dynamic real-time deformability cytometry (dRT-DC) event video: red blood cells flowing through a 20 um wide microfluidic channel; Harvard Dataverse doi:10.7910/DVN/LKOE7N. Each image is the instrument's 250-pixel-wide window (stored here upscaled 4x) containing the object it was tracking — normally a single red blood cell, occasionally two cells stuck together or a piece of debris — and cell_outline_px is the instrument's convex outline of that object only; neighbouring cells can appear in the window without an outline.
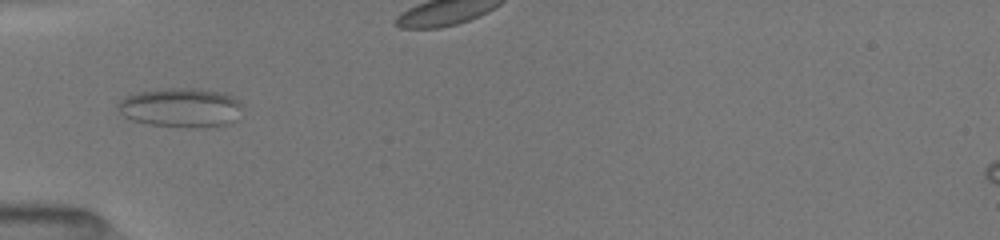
{"species": "common noctule bat (a hibernating species)", "species_latin": "Nyctalus noctula", "temperature_condition": "room temperature", "stored_images_in_passage": 39, "camera_frame_rate_fps": 3000, "um_per_image_px": 0.085, "animal": {"sex": "female", "body_mass_g": 19.5, "forearm_length_mm": 54.1}, "frame": {"image": 1, "passage_image": 9, "time_ms": 6.333, "image_size_px": [1000, 240], "cell_outline_px": [[240, 104], [228, 124], [196, 128], [192, 128], [148, 124], [132, 120], [124, 116], [120, 112], [120, 100], [136, 92], [156, 88], [200, 88], [220, 92], [232, 96]], "centroid_in_image_um": [15.29, 9.13], "position_along_channel_um": 69.7, "area_um2": 27.98}}
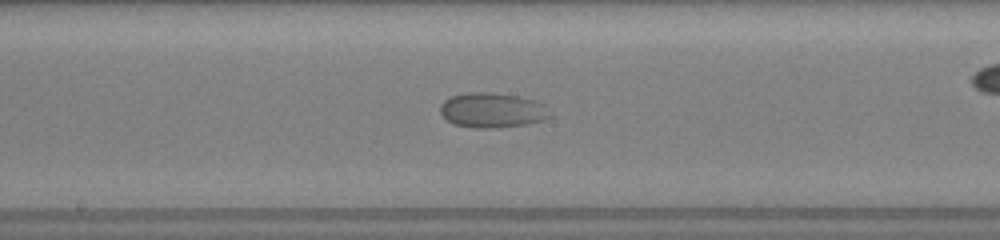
{"frame": {"image": 2, "passage_image": 19, "time_ms": 10.0, "image_size_px": [1000, 240], "cell_outline_px": [[552, 116], [544, 120], [528, 124], [492, 128], [472, 128], [456, 124], [448, 120], [440, 112], [440, 104], [444, 100], [452, 96], [468, 92], [484, 92], [516, 96], [532, 100], [544, 104]], "centroid_in_image_um": [41.84, 9.38], "position_along_channel_um": 206.4, "area_um2": 22.14}}
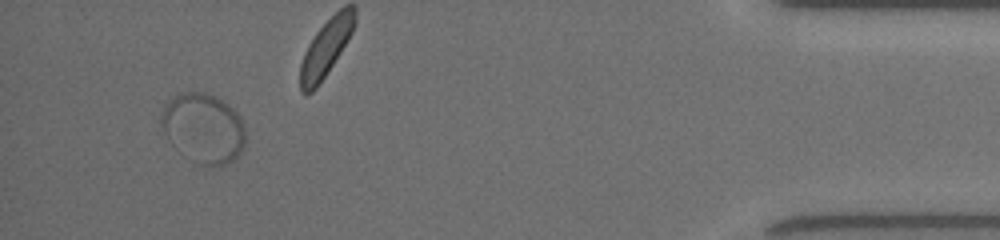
{"frame": {"image": 3, "passage_image": 37, "time_ms": 17.333, "image_size_px": [1000, 240], "cell_outline_px": [[244, 144], [240, 152], [232, 160], [224, 164], [212, 168], [200, 164], [168, 136], [164, 132], [160, 124], [160, 116], [164, 104], [176, 96], [184, 92], [204, 92], [224, 100], [236, 112], [244, 128]], "centroid_in_image_um": [17.31, 10.85], "position_along_channel_um": 417.9, "area_um2": 33.12}}